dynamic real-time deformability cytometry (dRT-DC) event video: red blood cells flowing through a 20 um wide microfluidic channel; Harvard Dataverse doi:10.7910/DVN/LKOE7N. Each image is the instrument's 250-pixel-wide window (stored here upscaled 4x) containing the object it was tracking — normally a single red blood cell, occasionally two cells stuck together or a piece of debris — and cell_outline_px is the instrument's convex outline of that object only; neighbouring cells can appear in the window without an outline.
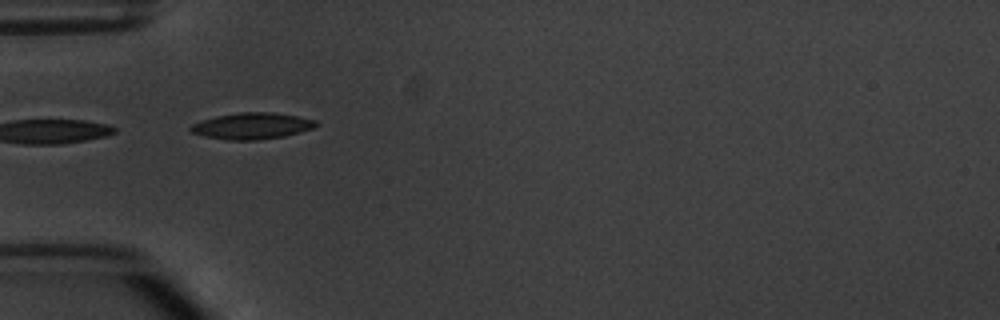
{"species": "common noctule bat (a hibernating species)", "species_latin": "Nyctalus noctula", "temperature_condition": "warm", "stored_images_in_passage": 3, "camera_frame_rate_fps": 3000, "um_per_image_px": 0.085, "animal": {"sex": "male", "body_mass_g": 20.1, "forearm_length_mm": 53.5}, "frame": {"image": 1, "passage_image": 2, "time_ms": 1.333, "image_size_px": [1000, 320], "cell_outline_px": [[316, 124], [312, 128], [300, 132], [284, 136], [260, 140], [228, 140], [204, 136], [192, 132], [188, 128], [192, 124], [216, 116], [240, 112], [272, 112], [296, 116], [316, 120]], "centroid_in_image_um": [21.4, 10.71], "position_along_channel_um": 63.6, "area_um2": 19.07}}